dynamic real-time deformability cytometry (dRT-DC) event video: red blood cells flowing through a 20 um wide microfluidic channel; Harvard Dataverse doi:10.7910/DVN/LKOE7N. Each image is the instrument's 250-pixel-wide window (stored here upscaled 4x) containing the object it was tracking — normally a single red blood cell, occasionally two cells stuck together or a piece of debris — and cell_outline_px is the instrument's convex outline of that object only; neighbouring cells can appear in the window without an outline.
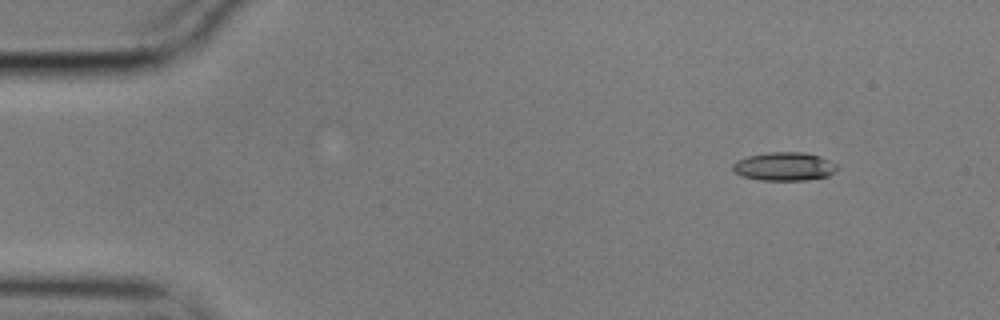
{"species": "common noctule bat (a hibernating species)", "species_latin": "Nyctalus noctula", "temperature_condition": "cold", "stored_images_in_passage": 52, "camera_frame_rate_fps": 3000, "um_per_image_px": 0.085, "animal": {"sex": "male", "body_mass_g": 17.9}, "frame": {"image": 1, "passage_image": 1, "time_ms": 0.0, "image_size_px": [1000, 320], "cell_outline_px": [[840, 168], [828, 176], [804, 180], [760, 180], [744, 176], [736, 172], [732, 168], [732, 164], [736, 160], [748, 156], [772, 152], [804, 152], [820, 156], [836, 164]], "centroid_in_image_um": [66.69, 14.14], "position_along_channel_um": 18.3, "area_um2": 17.22}}
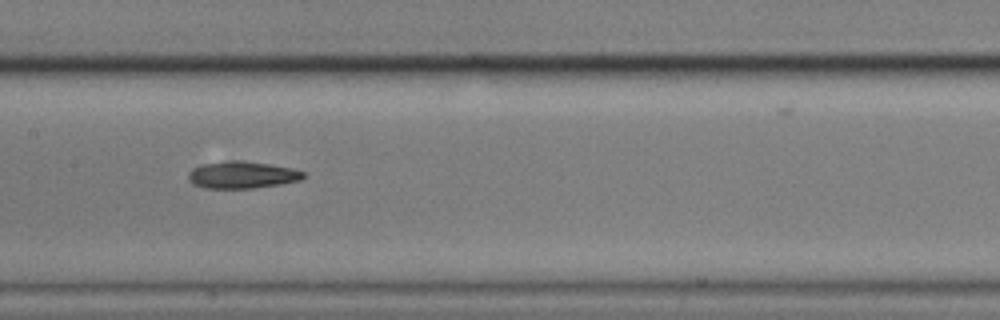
{"frame": {"image": 2, "passage_image": 23, "time_ms": 7.333, "image_size_px": [1000, 320], "cell_outline_px": [[304, 176], [300, 180], [280, 184], [252, 188], [204, 188], [192, 184], [188, 180], [188, 172], [192, 168], [200, 164], [228, 160], [240, 160], [268, 164], [292, 168], [304, 172]], "centroid_in_image_um": [20.51, 14.86], "position_along_channel_um": 186.9, "area_um2": 18.21}}
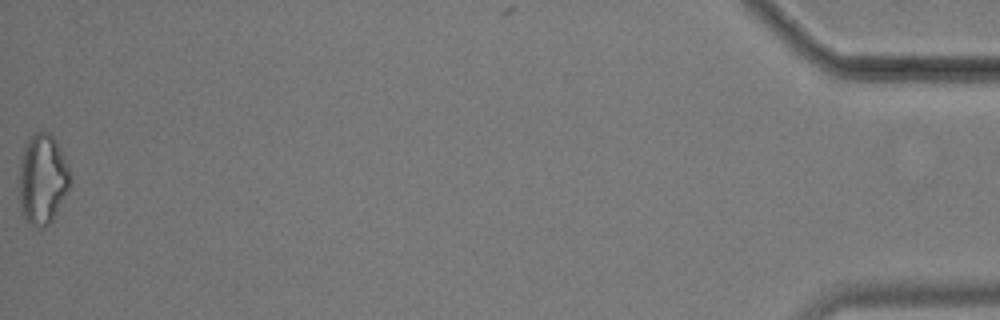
{"frame": {"image": 3, "passage_image": 52, "time_ms": 17.0, "image_size_px": [1000, 320], "cell_outline_px": [[68, 192], [52, 220], [48, 224], [32, 224], [24, 216], [20, 204], [20, 160], [28, 136], [36, 132], [48, 132], [56, 140], [64, 156], [68, 168]], "centroid_in_image_um": [3.61, 15.16], "position_along_channel_um": 431.6, "area_um2": 26.07}, "authors_computed_cell_mechanics": {"area_um2": 18.1492, "velocity_mm_per_s": 3.534, "shape_relaxation_time_tau1_ms": 5.6183, "shape_relaxation_time_tau2_ms": null, "deformation_change_tau1": 0.1614, "deformation_change_tau2": null}}